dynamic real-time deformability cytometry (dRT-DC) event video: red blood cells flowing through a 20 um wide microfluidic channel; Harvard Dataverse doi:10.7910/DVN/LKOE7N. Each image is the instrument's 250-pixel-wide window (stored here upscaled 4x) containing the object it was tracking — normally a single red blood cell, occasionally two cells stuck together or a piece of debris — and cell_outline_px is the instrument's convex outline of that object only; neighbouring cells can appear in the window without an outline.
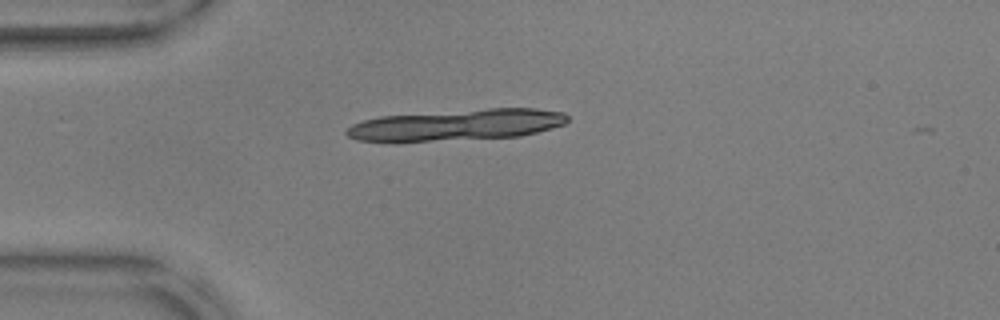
{"species": "common noctule bat (a hibernating species)", "species_latin": "Nyctalus noctula", "temperature_condition": "warm", "stored_images_in_passage": 7, "camera_frame_rate_fps": 3000, "um_per_image_px": 0.085, "animal": {"sex": "male", "body_mass_g": 17.9, "forearm_length_mm": 54.2}, "frame": {"image": 1, "passage_image": 2, "time_ms": 0.333, "image_size_px": [1000, 320], "cell_outline_px": [[568, 120], [564, 124], [552, 128], [520, 136], [400, 144], [388, 144], [360, 140], [348, 136], [344, 132], [352, 124], [364, 120], [380, 116], [488, 108], [536, 108], [564, 112], [568, 116]], "centroid_in_image_um": [38.74, 10.65], "position_along_channel_um": 46.3, "area_um2": 41.38}}